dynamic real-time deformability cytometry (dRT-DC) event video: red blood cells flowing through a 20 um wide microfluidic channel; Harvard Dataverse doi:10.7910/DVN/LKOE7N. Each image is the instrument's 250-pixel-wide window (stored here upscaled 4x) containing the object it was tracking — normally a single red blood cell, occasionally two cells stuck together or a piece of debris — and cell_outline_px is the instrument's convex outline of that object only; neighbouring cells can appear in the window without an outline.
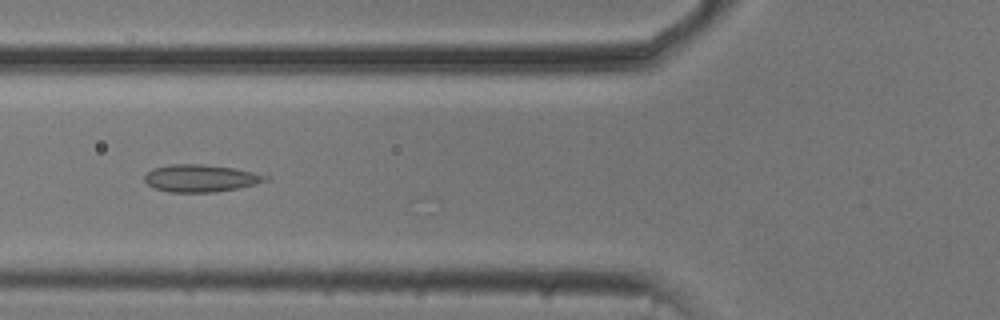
{"species": "common noctule bat (a hibernating species)", "species_latin": "Nyctalus noctula", "temperature_condition": "cold", "stored_images_in_passage": 18, "camera_frame_rate_fps": 3000, "um_per_image_px": 0.085, "animal": {"sex": "male", "body_mass_g": 20.5, "forearm_length_mm": 52.5}, "frame": {"image": 1, "passage_image": 9, "time_ms": 2.667, "image_size_px": [1000, 320], "cell_outline_px": [[272, 180], [256, 184], [216, 192], [168, 192], [156, 188], [148, 184], [144, 180], [144, 176], [152, 168], [172, 164], [200, 164], [232, 168], [272, 176]], "centroid_in_image_um": [17.09, 15.15], "position_along_channel_um": 108.7, "area_um2": 19.25}}
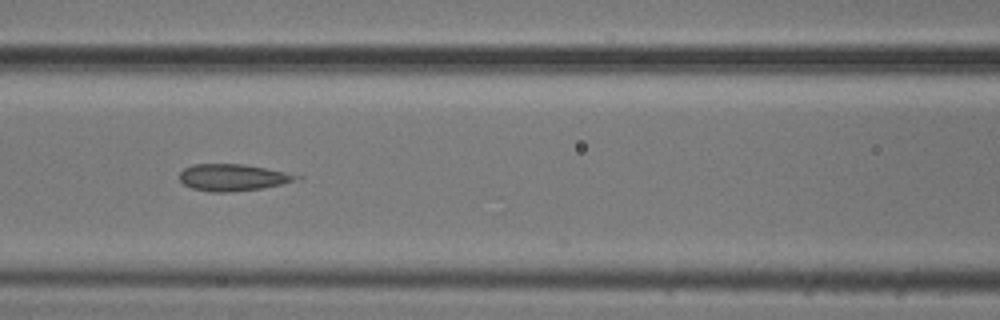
{"frame": {"image": 2, "passage_image": 12, "time_ms": 3.667, "image_size_px": [1000, 320], "cell_outline_px": [[304, 176], [280, 184], [260, 188], [228, 192], [212, 192], [192, 188], [184, 184], [180, 180], [180, 172], [184, 168], [192, 164], [244, 164]], "centroid_in_image_um": [19.72, 15.07], "position_along_channel_um": 146.9, "area_um2": 17.86}}
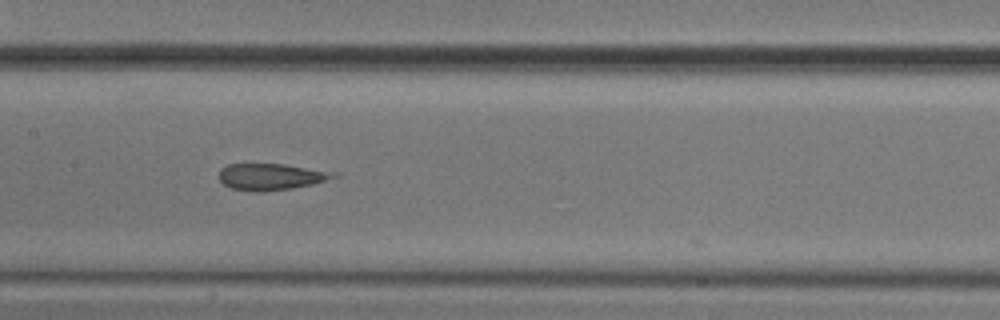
{"frame": {"image": 3, "passage_image": 15, "time_ms": 4.667, "image_size_px": [1000, 320], "cell_outline_px": [[344, 176], [312, 184], [292, 188], [264, 192], [256, 192], [232, 188], [224, 184], [220, 180], [220, 168], [228, 164], [284, 164], [340, 172]], "centroid_in_image_um": [23.15, 15.01], "position_along_channel_um": 184.3, "area_um2": 18.03}}